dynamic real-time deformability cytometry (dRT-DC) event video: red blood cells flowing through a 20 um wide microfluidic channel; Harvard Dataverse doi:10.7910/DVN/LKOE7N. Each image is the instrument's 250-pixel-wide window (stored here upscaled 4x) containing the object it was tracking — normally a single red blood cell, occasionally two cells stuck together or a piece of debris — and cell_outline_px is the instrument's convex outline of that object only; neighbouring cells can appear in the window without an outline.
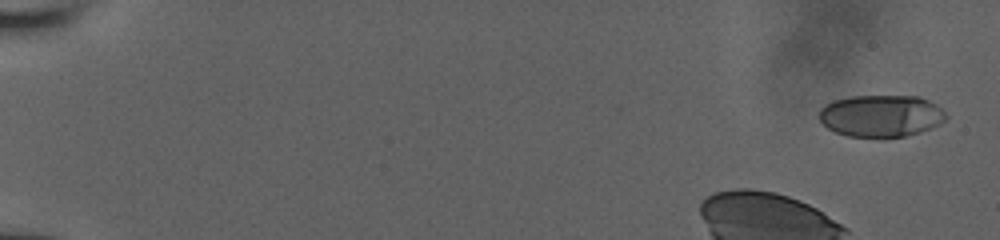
{"species": "human", "species_latin": "Homo sapiens", "temperature_condition": "room temperature", "stored_images_in_passage": 6, "camera_frame_rate_fps": 3000, "um_per_image_px": 0.085, "donor": {"sex": "male"}, "frame": {"image": 1, "passage_image": 1, "time_ms": 0.0, "image_size_px": [1000, 240], "cell_outline_px": [[948, 116], [940, 124], [920, 132], [904, 136], [884, 140], [880, 140], [848, 136], [836, 132], [828, 128], [820, 120], [820, 108], [824, 104], [832, 100], [852, 96], [920, 96], [936, 104]], "centroid_in_image_um": [74.88, 9.87], "position_along_channel_um": 10.1, "area_um2": 31.73}}
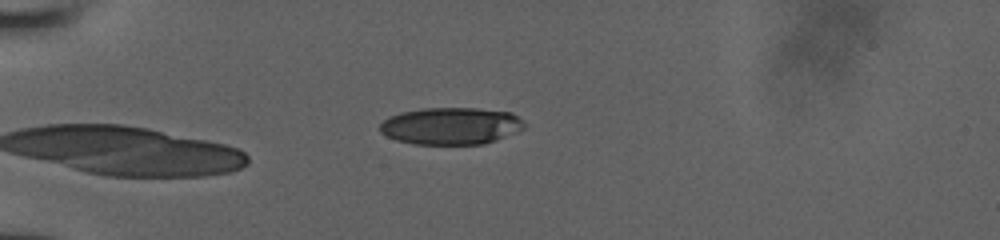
{"frame": {"image": 2, "passage_image": 6, "time_ms": 5.0, "image_size_px": [1000, 240], "cell_outline_px": [[528, 124], [524, 128], [496, 140], [484, 144], [416, 144], [396, 140], [380, 132], [380, 124], [388, 116], [400, 112], [424, 108], [476, 108], [512, 112], [524, 120]], "centroid_in_image_um": [38.35, 10.69], "position_along_channel_um": 46.6, "area_um2": 31.39}}